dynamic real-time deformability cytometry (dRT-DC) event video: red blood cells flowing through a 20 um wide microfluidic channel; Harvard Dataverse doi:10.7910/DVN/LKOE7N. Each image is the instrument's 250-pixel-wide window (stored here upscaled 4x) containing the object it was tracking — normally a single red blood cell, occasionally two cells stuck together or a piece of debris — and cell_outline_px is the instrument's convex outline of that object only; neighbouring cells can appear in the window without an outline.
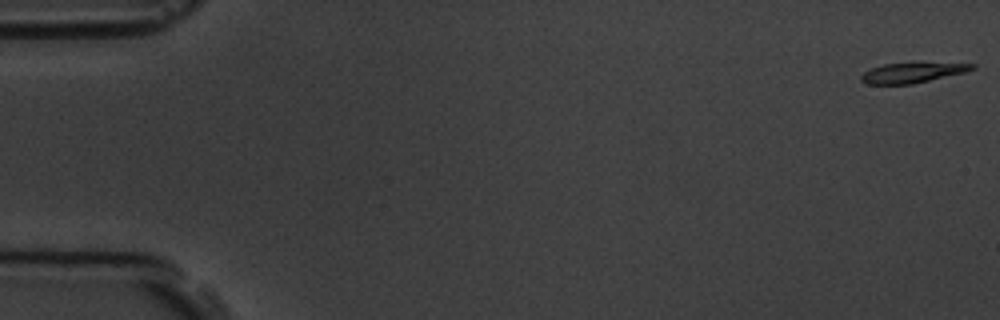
{"species": "common noctule bat (a hibernating species)", "species_latin": "Nyctalus noctula", "temperature_condition": "room temperature", "stored_images_in_passage": 6, "camera_frame_rate_fps": 3000, "um_per_image_px": 0.085, "animal": {"sex": "male", "body_mass_g": 19.5, "forearm_length_mm": 54.6}, "frame": {"image": 1, "passage_image": 1, "time_ms": 0.0, "image_size_px": [1000, 320], "cell_outline_px": [[976, 68], [968, 72], [912, 84], [868, 84], [860, 80], [860, 76], [868, 68], [884, 64], [912, 60], [976, 64]], "centroid_in_image_um": [77.61, 6.12], "position_along_channel_um": 7.4, "area_um2": 14.05}}
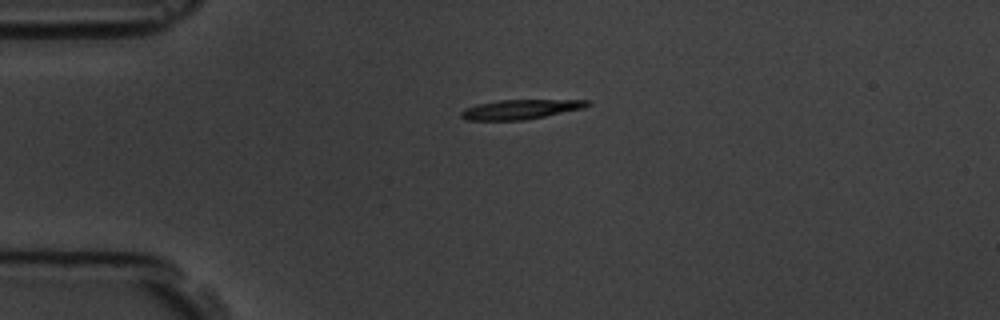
{"frame": {"image": 2, "passage_image": 5, "time_ms": 4.333, "image_size_px": [1000, 320], "cell_outline_px": [[592, 104], [584, 108], [524, 120], [464, 120], [460, 116], [460, 112], [464, 108], [476, 104], [500, 100], [592, 100]], "centroid_in_image_um": [44.22, 9.29], "position_along_channel_um": 40.8, "area_um2": 14.45}}